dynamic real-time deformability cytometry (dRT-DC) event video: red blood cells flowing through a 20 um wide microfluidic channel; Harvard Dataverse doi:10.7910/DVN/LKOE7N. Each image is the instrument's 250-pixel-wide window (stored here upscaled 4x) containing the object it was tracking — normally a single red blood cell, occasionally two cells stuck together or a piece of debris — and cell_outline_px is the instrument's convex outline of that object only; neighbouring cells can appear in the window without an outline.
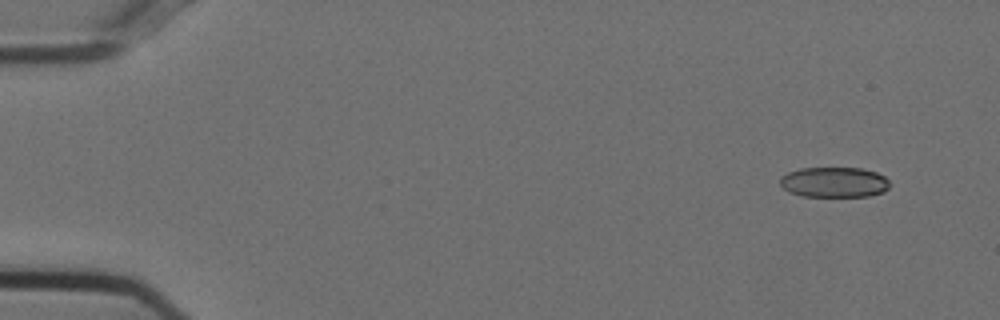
{"species": "Egyptian fruit bat (a non-hibernating species)", "species_latin": "Rousettus aegyptiacus", "temperature_condition": "cold", "stored_images_in_passage": 53, "camera_frame_rate_fps": 3000, "um_per_image_px": 0.085, "animal": {"sex": "female"}, "frame": {"image": 1, "passage_image": 3, "time_ms": 0.667, "image_size_px": [1000, 320], "cell_outline_px": [[888, 188], [884, 192], [868, 196], [804, 196], [788, 192], [780, 184], [780, 176], [788, 172], [800, 168], [864, 168], [876, 172], [884, 176], [888, 180]], "centroid_in_image_um": [70.89, 15.48], "position_along_channel_um": 14.1, "area_um2": 19.42}}
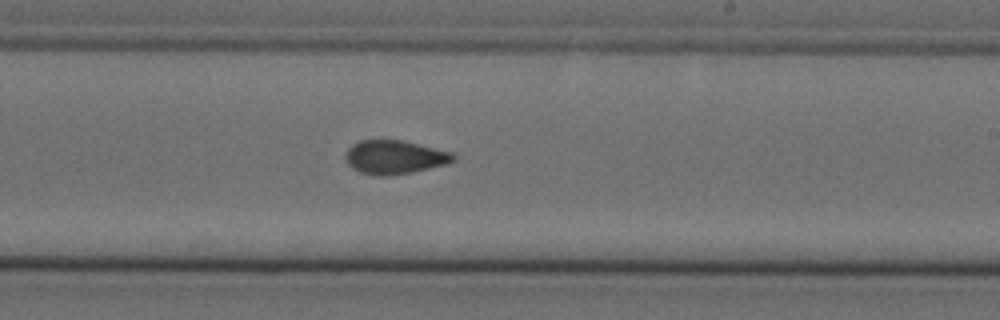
{"frame": {"image": 2, "passage_image": 32, "time_ms": 10.333, "image_size_px": [1000, 320], "cell_outline_px": [[456, 160], [448, 164], [412, 172], [388, 176], [376, 176], [360, 172], [352, 168], [348, 164], [344, 156], [348, 148], [352, 144], [360, 140], [400, 140], [452, 152], [456, 156]], "centroid_in_image_um": [33.53, 13.37], "position_along_channel_um": 255.5, "area_um2": 21.27}}
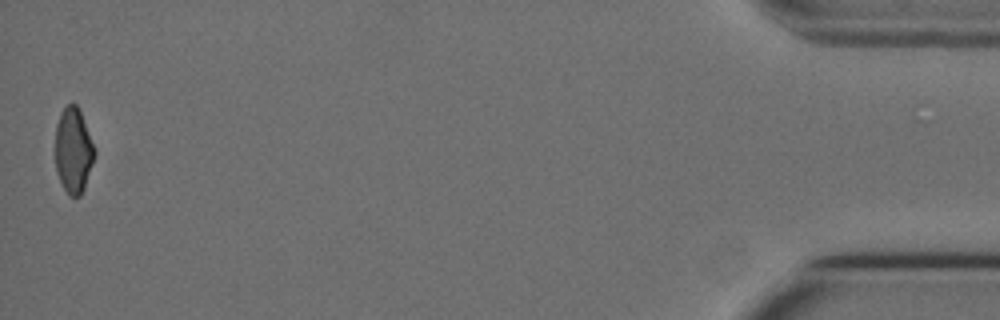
{"frame": {"image": 3, "passage_image": 53, "time_ms": 17.333, "image_size_px": [1000, 320], "cell_outline_px": [[96, 152], [84, 188], [80, 196], [68, 196], [56, 172], [56, 124], [60, 112], [68, 104], [76, 104], [80, 112], [96, 148]], "centroid_in_image_um": [6.24, 12.79], "position_along_channel_um": 429.0, "area_um2": 19.42}, "authors_computed_cell_mechanics": {"area_um2": 20.7502, "velocity_mm_per_s": 3.7408, "shape_relaxation_time_tau1_ms": null, "shape_relaxation_time_tau2_ms": 2.2611, "deformation_change_tau1": null, "deformation_change_tau2": 0.0721}}